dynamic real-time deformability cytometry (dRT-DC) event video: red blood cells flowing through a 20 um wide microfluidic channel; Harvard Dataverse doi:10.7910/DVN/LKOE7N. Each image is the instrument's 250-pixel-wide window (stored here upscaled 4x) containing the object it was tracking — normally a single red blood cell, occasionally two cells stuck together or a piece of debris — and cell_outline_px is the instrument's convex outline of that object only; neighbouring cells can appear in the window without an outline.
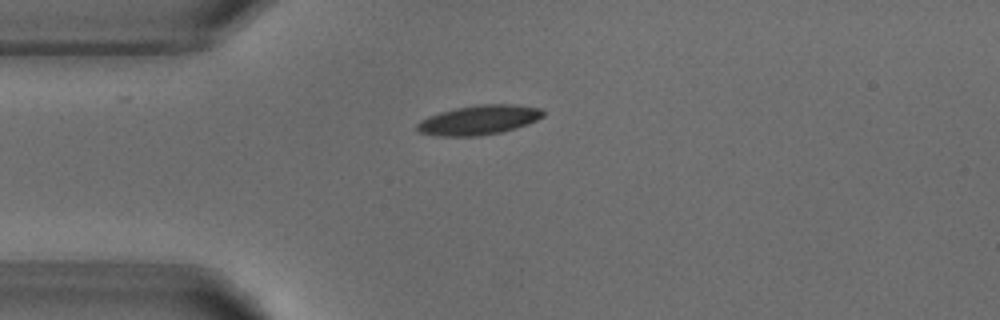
{"species": "common noctule bat (a hibernating species)", "species_latin": "Nyctalus noctula", "temperature_condition": "warm", "stored_images_in_passage": 1, "camera_frame_rate_fps": 3000, "um_per_image_px": 0.085, "animal": {"sex": "male", "body_mass_g": 18.8}, "frame": {"image": 1, "passage_image": 1, "time_ms": 0.0, "image_size_px": [1000, 320], "cell_outline_px": [[544, 116], [528, 124], [516, 128], [500, 132], [480, 136], [436, 136], [420, 132], [416, 128], [416, 124], [420, 120], [428, 116], [440, 112], [456, 108], [480, 104], [516, 104], [540, 108], [544, 112]], "centroid_in_image_um": [40.7, 10.2], "position_along_channel_um": 44.3, "area_um2": 21.73}}